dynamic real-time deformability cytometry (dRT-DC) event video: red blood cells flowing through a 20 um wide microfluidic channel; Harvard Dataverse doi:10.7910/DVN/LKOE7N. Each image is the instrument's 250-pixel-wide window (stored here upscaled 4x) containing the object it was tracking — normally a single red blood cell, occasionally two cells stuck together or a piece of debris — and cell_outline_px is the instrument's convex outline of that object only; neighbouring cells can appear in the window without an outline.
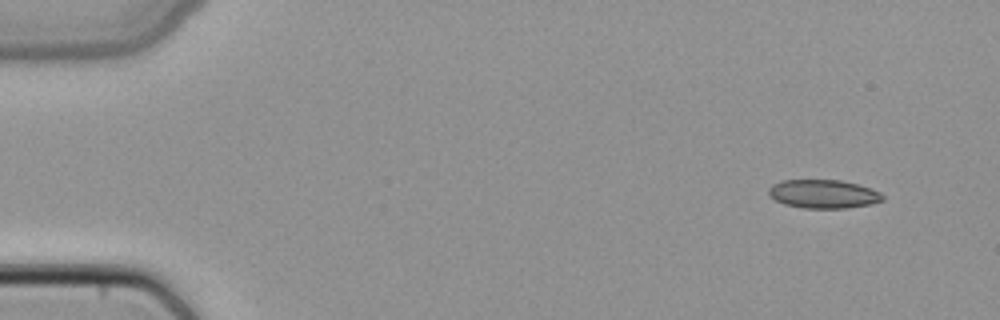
{"species": "common noctule bat (a hibernating species)", "species_latin": "Nyctalus noctula", "temperature_condition": "cold", "stored_images_in_passage": 4, "camera_frame_rate_fps": 3000, "um_per_image_px": 0.085, "animal": {"sex": "female", "body_mass_g": 22.7, "forearm_length_mm": 54.2}, "frame": {"image": 1, "passage_image": 1, "time_ms": 0.0, "image_size_px": [1000, 320], "cell_outline_px": [[884, 200], [872, 204], [848, 208], [804, 208], [784, 204], [776, 200], [768, 192], [768, 188], [772, 184], [780, 180], [840, 180], [872, 188], [880, 192], [884, 196]], "centroid_in_image_um": [70.01, 16.49], "position_along_channel_um": 15.0, "area_um2": 19.07}}
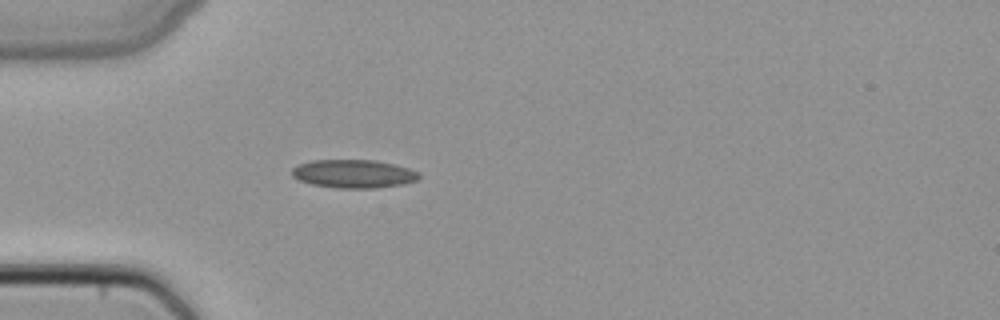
{"frame": {"image": 2, "passage_image": 4, "time_ms": 1.0, "image_size_px": [1000, 320], "cell_outline_px": [[420, 176], [416, 180], [404, 184], [376, 188], [336, 188], [312, 184], [300, 180], [292, 176], [292, 168], [300, 164], [312, 160], [376, 160], [408, 168], [420, 172]], "centroid_in_image_um": [30.07, 14.77], "position_along_channel_um": 54.9, "area_um2": 20.92}}